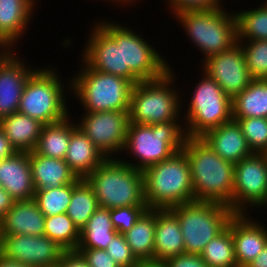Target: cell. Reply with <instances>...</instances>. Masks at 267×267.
Listing matches in <instances>:
<instances>
[{"label": "cell", "mask_w": 267, "mask_h": 267, "mask_svg": "<svg viewBox=\"0 0 267 267\" xmlns=\"http://www.w3.org/2000/svg\"><path fill=\"white\" fill-rule=\"evenodd\" d=\"M247 42L248 44L246 45H242L240 42L238 43L244 51L247 68L251 78L267 79V40Z\"/></svg>", "instance_id": "37"}, {"label": "cell", "mask_w": 267, "mask_h": 267, "mask_svg": "<svg viewBox=\"0 0 267 267\" xmlns=\"http://www.w3.org/2000/svg\"><path fill=\"white\" fill-rule=\"evenodd\" d=\"M185 253V243L177 216L170 209H155L154 259L165 261Z\"/></svg>", "instance_id": "22"}, {"label": "cell", "mask_w": 267, "mask_h": 267, "mask_svg": "<svg viewBox=\"0 0 267 267\" xmlns=\"http://www.w3.org/2000/svg\"><path fill=\"white\" fill-rule=\"evenodd\" d=\"M45 218L34 199L15 201L0 220V235H44Z\"/></svg>", "instance_id": "21"}, {"label": "cell", "mask_w": 267, "mask_h": 267, "mask_svg": "<svg viewBox=\"0 0 267 267\" xmlns=\"http://www.w3.org/2000/svg\"><path fill=\"white\" fill-rule=\"evenodd\" d=\"M237 20V42L267 40V1L254 10H246L235 14Z\"/></svg>", "instance_id": "33"}, {"label": "cell", "mask_w": 267, "mask_h": 267, "mask_svg": "<svg viewBox=\"0 0 267 267\" xmlns=\"http://www.w3.org/2000/svg\"><path fill=\"white\" fill-rule=\"evenodd\" d=\"M200 138L222 159L232 164L253 154L238 122L234 119L208 130Z\"/></svg>", "instance_id": "20"}, {"label": "cell", "mask_w": 267, "mask_h": 267, "mask_svg": "<svg viewBox=\"0 0 267 267\" xmlns=\"http://www.w3.org/2000/svg\"><path fill=\"white\" fill-rule=\"evenodd\" d=\"M222 7L210 10L185 11L175 15L186 34L192 39L205 59L229 50L237 43V20Z\"/></svg>", "instance_id": "8"}, {"label": "cell", "mask_w": 267, "mask_h": 267, "mask_svg": "<svg viewBox=\"0 0 267 267\" xmlns=\"http://www.w3.org/2000/svg\"><path fill=\"white\" fill-rule=\"evenodd\" d=\"M245 267H267V243L257 257Z\"/></svg>", "instance_id": "46"}, {"label": "cell", "mask_w": 267, "mask_h": 267, "mask_svg": "<svg viewBox=\"0 0 267 267\" xmlns=\"http://www.w3.org/2000/svg\"><path fill=\"white\" fill-rule=\"evenodd\" d=\"M54 70L34 71L26 81L18 111L44 125L68 117L63 87Z\"/></svg>", "instance_id": "9"}, {"label": "cell", "mask_w": 267, "mask_h": 267, "mask_svg": "<svg viewBox=\"0 0 267 267\" xmlns=\"http://www.w3.org/2000/svg\"><path fill=\"white\" fill-rule=\"evenodd\" d=\"M123 235L138 261L153 260L155 209H147L134 226Z\"/></svg>", "instance_id": "30"}, {"label": "cell", "mask_w": 267, "mask_h": 267, "mask_svg": "<svg viewBox=\"0 0 267 267\" xmlns=\"http://www.w3.org/2000/svg\"><path fill=\"white\" fill-rule=\"evenodd\" d=\"M29 161L35 190L57 188L75 183L80 179L65 160L42 156L30 151Z\"/></svg>", "instance_id": "23"}, {"label": "cell", "mask_w": 267, "mask_h": 267, "mask_svg": "<svg viewBox=\"0 0 267 267\" xmlns=\"http://www.w3.org/2000/svg\"><path fill=\"white\" fill-rule=\"evenodd\" d=\"M84 68L71 80L70 90L82 101L86 112L129 111L134 87L130 80L97 71L86 63Z\"/></svg>", "instance_id": "5"}, {"label": "cell", "mask_w": 267, "mask_h": 267, "mask_svg": "<svg viewBox=\"0 0 267 267\" xmlns=\"http://www.w3.org/2000/svg\"><path fill=\"white\" fill-rule=\"evenodd\" d=\"M0 267H28V266L20 264L19 262L13 260H9L0 255Z\"/></svg>", "instance_id": "48"}, {"label": "cell", "mask_w": 267, "mask_h": 267, "mask_svg": "<svg viewBox=\"0 0 267 267\" xmlns=\"http://www.w3.org/2000/svg\"><path fill=\"white\" fill-rule=\"evenodd\" d=\"M44 235L66 251L76 250L80 241V230L66 213L46 216Z\"/></svg>", "instance_id": "34"}, {"label": "cell", "mask_w": 267, "mask_h": 267, "mask_svg": "<svg viewBox=\"0 0 267 267\" xmlns=\"http://www.w3.org/2000/svg\"><path fill=\"white\" fill-rule=\"evenodd\" d=\"M56 267H89L87 261L76 250L65 251Z\"/></svg>", "instance_id": "43"}, {"label": "cell", "mask_w": 267, "mask_h": 267, "mask_svg": "<svg viewBox=\"0 0 267 267\" xmlns=\"http://www.w3.org/2000/svg\"><path fill=\"white\" fill-rule=\"evenodd\" d=\"M252 153L267 154V118H240L236 120Z\"/></svg>", "instance_id": "36"}, {"label": "cell", "mask_w": 267, "mask_h": 267, "mask_svg": "<svg viewBox=\"0 0 267 267\" xmlns=\"http://www.w3.org/2000/svg\"><path fill=\"white\" fill-rule=\"evenodd\" d=\"M246 217L248 216L245 213H235L231 218V233L238 267H245L253 261L267 243V229L257 221H252V218Z\"/></svg>", "instance_id": "18"}, {"label": "cell", "mask_w": 267, "mask_h": 267, "mask_svg": "<svg viewBox=\"0 0 267 267\" xmlns=\"http://www.w3.org/2000/svg\"><path fill=\"white\" fill-rule=\"evenodd\" d=\"M112 1H114V2H115V1L117 2V1H118L119 3L124 2V3L127 4L128 2L130 3L131 1L133 2V1H135V0H112ZM136 1H137V0H136Z\"/></svg>", "instance_id": "49"}, {"label": "cell", "mask_w": 267, "mask_h": 267, "mask_svg": "<svg viewBox=\"0 0 267 267\" xmlns=\"http://www.w3.org/2000/svg\"><path fill=\"white\" fill-rule=\"evenodd\" d=\"M105 159L106 157L78 126L71 132L64 160L78 178L85 179Z\"/></svg>", "instance_id": "25"}, {"label": "cell", "mask_w": 267, "mask_h": 267, "mask_svg": "<svg viewBox=\"0 0 267 267\" xmlns=\"http://www.w3.org/2000/svg\"><path fill=\"white\" fill-rule=\"evenodd\" d=\"M200 255L208 267H238L231 233V219L228 226L205 246Z\"/></svg>", "instance_id": "32"}, {"label": "cell", "mask_w": 267, "mask_h": 267, "mask_svg": "<svg viewBox=\"0 0 267 267\" xmlns=\"http://www.w3.org/2000/svg\"><path fill=\"white\" fill-rule=\"evenodd\" d=\"M68 118L44 125L34 152L55 159L64 160L70 143L71 132L77 127Z\"/></svg>", "instance_id": "28"}, {"label": "cell", "mask_w": 267, "mask_h": 267, "mask_svg": "<svg viewBox=\"0 0 267 267\" xmlns=\"http://www.w3.org/2000/svg\"><path fill=\"white\" fill-rule=\"evenodd\" d=\"M203 71L215 80L223 92L233 98L242 92L252 81L244 51L237 42L229 50L204 59Z\"/></svg>", "instance_id": "16"}, {"label": "cell", "mask_w": 267, "mask_h": 267, "mask_svg": "<svg viewBox=\"0 0 267 267\" xmlns=\"http://www.w3.org/2000/svg\"><path fill=\"white\" fill-rule=\"evenodd\" d=\"M89 36L82 53L83 63L97 71L123 77L121 24L99 22Z\"/></svg>", "instance_id": "14"}, {"label": "cell", "mask_w": 267, "mask_h": 267, "mask_svg": "<svg viewBox=\"0 0 267 267\" xmlns=\"http://www.w3.org/2000/svg\"><path fill=\"white\" fill-rule=\"evenodd\" d=\"M117 233L111 221L110 209L99 206L87 224L80 230L77 249L105 250Z\"/></svg>", "instance_id": "29"}, {"label": "cell", "mask_w": 267, "mask_h": 267, "mask_svg": "<svg viewBox=\"0 0 267 267\" xmlns=\"http://www.w3.org/2000/svg\"><path fill=\"white\" fill-rule=\"evenodd\" d=\"M167 267H208L201 255L182 253L165 260Z\"/></svg>", "instance_id": "42"}, {"label": "cell", "mask_w": 267, "mask_h": 267, "mask_svg": "<svg viewBox=\"0 0 267 267\" xmlns=\"http://www.w3.org/2000/svg\"><path fill=\"white\" fill-rule=\"evenodd\" d=\"M17 151L10 144L9 139L5 135V133L0 129V161L10 158Z\"/></svg>", "instance_id": "44"}, {"label": "cell", "mask_w": 267, "mask_h": 267, "mask_svg": "<svg viewBox=\"0 0 267 267\" xmlns=\"http://www.w3.org/2000/svg\"><path fill=\"white\" fill-rule=\"evenodd\" d=\"M137 34V35H136ZM123 77L134 85L161 78L170 67L164 57L130 28L122 26ZM161 56V57H160Z\"/></svg>", "instance_id": "11"}, {"label": "cell", "mask_w": 267, "mask_h": 267, "mask_svg": "<svg viewBox=\"0 0 267 267\" xmlns=\"http://www.w3.org/2000/svg\"><path fill=\"white\" fill-rule=\"evenodd\" d=\"M73 183L57 188L35 190L34 200L45 216H54L66 213L71 202Z\"/></svg>", "instance_id": "35"}, {"label": "cell", "mask_w": 267, "mask_h": 267, "mask_svg": "<svg viewBox=\"0 0 267 267\" xmlns=\"http://www.w3.org/2000/svg\"><path fill=\"white\" fill-rule=\"evenodd\" d=\"M15 200L11 195L0 187V220L4 214L13 206Z\"/></svg>", "instance_id": "45"}, {"label": "cell", "mask_w": 267, "mask_h": 267, "mask_svg": "<svg viewBox=\"0 0 267 267\" xmlns=\"http://www.w3.org/2000/svg\"><path fill=\"white\" fill-rule=\"evenodd\" d=\"M136 267H167L165 261L146 260L139 261Z\"/></svg>", "instance_id": "47"}, {"label": "cell", "mask_w": 267, "mask_h": 267, "mask_svg": "<svg viewBox=\"0 0 267 267\" xmlns=\"http://www.w3.org/2000/svg\"><path fill=\"white\" fill-rule=\"evenodd\" d=\"M173 78L170 68L159 79L134 85L128 111L130 123L152 125L177 121L181 103L180 96L169 86Z\"/></svg>", "instance_id": "7"}, {"label": "cell", "mask_w": 267, "mask_h": 267, "mask_svg": "<svg viewBox=\"0 0 267 267\" xmlns=\"http://www.w3.org/2000/svg\"><path fill=\"white\" fill-rule=\"evenodd\" d=\"M182 150L190 165L194 201L223 204L233 211L235 164L222 159L200 137H187Z\"/></svg>", "instance_id": "1"}, {"label": "cell", "mask_w": 267, "mask_h": 267, "mask_svg": "<svg viewBox=\"0 0 267 267\" xmlns=\"http://www.w3.org/2000/svg\"><path fill=\"white\" fill-rule=\"evenodd\" d=\"M183 128L185 127H181L180 122L178 125L176 121L152 125L129 123L123 150L129 149L140 163H125L143 171L153 164L171 158L183 149L187 138Z\"/></svg>", "instance_id": "4"}, {"label": "cell", "mask_w": 267, "mask_h": 267, "mask_svg": "<svg viewBox=\"0 0 267 267\" xmlns=\"http://www.w3.org/2000/svg\"><path fill=\"white\" fill-rule=\"evenodd\" d=\"M147 209V206H125L110 209L114 229L121 234L130 230Z\"/></svg>", "instance_id": "38"}, {"label": "cell", "mask_w": 267, "mask_h": 267, "mask_svg": "<svg viewBox=\"0 0 267 267\" xmlns=\"http://www.w3.org/2000/svg\"><path fill=\"white\" fill-rule=\"evenodd\" d=\"M173 8V14L177 15L185 11L210 10L222 7L219 0H168Z\"/></svg>", "instance_id": "40"}, {"label": "cell", "mask_w": 267, "mask_h": 267, "mask_svg": "<svg viewBox=\"0 0 267 267\" xmlns=\"http://www.w3.org/2000/svg\"><path fill=\"white\" fill-rule=\"evenodd\" d=\"M87 261L89 267H120L105 250L76 249Z\"/></svg>", "instance_id": "41"}, {"label": "cell", "mask_w": 267, "mask_h": 267, "mask_svg": "<svg viewBox=\"0 0 267 267\" xmlns=\"http://www.w3.org/2000/svg\"><path fill=\"white\" fill-rule=\"evenodd\" d=\"M142 172L148 209H170L194 201L190 165L183 150Z\"/></svg>", "instance_id": "2"}, {"label": "cell", "mask_w": 267, "mask_h": 267, "mask_svg": "<svg viewBox=\"0 0 267 267\" xmlns=\"http://www.w3.org/2000/svg\"><path fill=\"white\" fill-rule=\"evenodd\" d=\"M2 48H3L4 50L6 49V48L0 43V49L3 51V52H2V51L0 52V57L7 51V50L4 51Z\"/></svg>", "instance_id": "50"}, {"label": "cell", "mask_w": 267, "mask_h": 267, "mask_svg": "<svg viewBox=\"0 0 267 267\" xmlns=\"http://www.w3.org/2000/svg\"><path fill=\"white\" fill-rule=\"evenodd\" d=\"M170 210L180 222L185 253L198 255L228 226L235 214L226 205L196 200L171 207Z\"/></svg>", "instance_id": "6"}, {"label": "cell", "mask_w": 267, "mask_h": 267, "mask_svg": "<svg viewBox=\"0 0 267 267\" xmlns=\"http://www.w3.org/2000/svg\"><path fill=\"white\" fill-rule=\"evenodd\" d=\"M105 251L120 267H136L139 263L121 233L114 236Z\"/></svg>", "instance_id": "39"}, {"label": "cell", "mask_w": 267, "mask_h": 267, "mask_svg": "<svg viewBox=\"0 0 267 267\" xmlns=\"http://www.w3.org/2000/svg\"><path fill=\"white\" fill-rule=\"evenodd\" d=\"M34 3V0H0V43L6 50H11L12 44L23 35Z\"/></svg>", "instance_id": "24"}, {"label": "cell", "mask_w": 267, "mask_h": 267, "mask_svg": "<svg viewBox=\"0 0 267 267\" xmlns=\"http://www.w3.org/2000/svg\"><path fill=\"white\" fill-rule=\"evenodd\" d=\"M11 51L0 57V119L18 111L26 81L35 71L24 66Z\"/></svg>", "instance_id": "17"}, {"label": "cell", "mask_w": 267, "mask_h": 267, "mask_svg": "<svg viewBox=\"0 0 267 267\" xmlns=\"http://www.w3.org/2000/svg\"><path fill=\"white\" fill-rule=\"evenodd\" d=\"M85 180L100 207L147 206L143 172L116 158H106Z\"/></svg>", "instance_id": "3"}, {"label": "cell", "mask_w": 267, "mask_h": 267, "mask_svg": "<svg viewBox=\"0 0 267 267\" xmlns=\"http://www.w3.org/2000/svg\"><path fill=\"white\" fill-rule=\"evenodd\" d=\"M193 93L185 117L187 137H201L232 119V98L206 73Z\"/></svg>", "instance_id": "10"}, {"label": "cell", "mask_w": 267, "mask_h": 267, "mask_svg": "<svg viewBox=\"0 0 267 267\" xmlns=\"http://www.w3.org/2000/svg\"><path fill=\"white\" fill-rule=\"evenodd\" d=\"M65 251L45 235H0V255L28 267H56Z\"/></svg>", "instance_id": "13"}, {"label": "cell", "mask_w": 267, "mask_h": 267, "mask_svg": "<svg viewBox=\"0 0 267 267\" xmlns=\"http://www.w3.org/2000/svg\"><path fill=\"white\" fill-rule=\"evenodd\" d=\"M267 118V79H252L232 98V119Z\"/></svg>", "instance_id": "27"}, {"label": "cell", "mask_w": 267, "mask_h": 267, "mask_svg": "<svg viewBox=\"0 0 267 267\" xmlns=\"http://www.w3.org/2000/svg\"><path fill=\"white\" fill-rule=\"evenodd\" d=\"M98 207L95 193L85 179L73 183L72 198L66 214L79 230L87 224Z\"/></svg>", "instance_id": "31"}, {"label": "cell", "mask_w": 267, "mask_h": 267, "mask_svg": "<svg viewBox=\"0 0 267 267\" xmlns=\"http://www.w3.org/2000/svg\"><path fill=\"white\" fill-rule=\"evenodd\" d=\"M82 119L77 126L106 158L124 149L130 123L128 111L87 112Z\"/></svg>", "instance_id": "15"}, {"label": "cell", "mask_w": 267, "mask_h": 267, "mask_svg": "<svg viewBox=\"0 0 267 267\" xmlns=\"http://www.w3.org/2000/svg\"><path fill=\"white\" fill-rule=\"evenodd\" d=\"M44 124L19 111L0 119V129L17 152L33 151Z\"/></svg>", "instance_id": "26"}, {"label": "cell", "mask_w": 267, "mask_h": 267, "mask_svg": "<svg viewBox=\"0 0 267 267\" xmlns=\"http://www.w3.org/2000/svg\"><path fill=\"white\" fill-rule=\"evenodd\" d=\"M267 204V154L252 155L235 164L233 212L246 213V204Z\"/></svg>", "instance_id": "12"}, {"label": "cell", "mask_w": 267, "mask_h": 267, "mask_svg": "<svg viewBox=\"0 0 267 267\" xmlns=\"http://www.w3.org/2000/svg\"><path fill=\"white\" fill-rule=\"evenodd\" d=\"M0 187L15 201L34 198L35 187L31 174L29 152H16L0 161Z\"/></svg>", "instance_id": "19"}]
</instances>
